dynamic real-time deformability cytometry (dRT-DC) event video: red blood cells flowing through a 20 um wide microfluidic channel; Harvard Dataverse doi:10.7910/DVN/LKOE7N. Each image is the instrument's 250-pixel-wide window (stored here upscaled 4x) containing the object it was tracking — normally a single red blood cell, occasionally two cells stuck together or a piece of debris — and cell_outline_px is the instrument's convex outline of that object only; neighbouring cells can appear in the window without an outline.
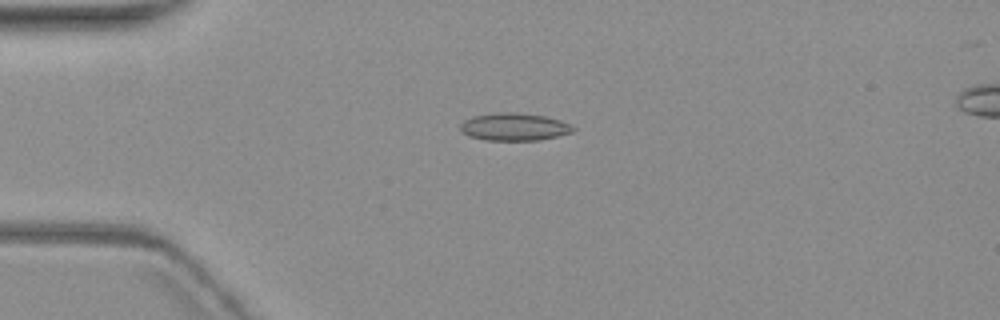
{"species": "common noctule bat (a hibernating species)", "species_latin": "Nyctalus noctula", "temperature_condition": "warm", "stored_images_in_passage": 6, "camera_frame_rate_fps": 3000, "um_per_image_px": 0.085, "animal": {"sex": "female", "body_mass_g": 19.3, "forearm_length_mm": 54.1}, "frame": {"image": 1, "passage_image": 4, "time_ms": 4.333, "image_size_px": [1000, 320], "cell_outline_px": [[576, 128], [572, 132], [556, 136], [536, 140], [484, 140], [468, 136], [460, 132], [460, 124], [464, 120], [472, 116], [496, 112], [516, 112], [544, 116], [560, 120]], "centroid_in_image_um": [43.64, 10.77], "position_along_channel_um": 41.4, "area_um2": 18.15}}
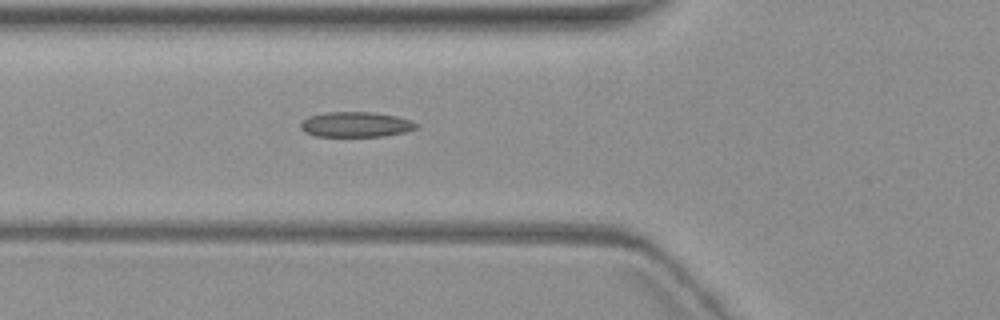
{"frame": {"image": 2, "passage_image": 6, "time_ms": 6.667, "image_size_px": [1000, 320], "cell_outline_px": [[420, 124], [416, 128], [404, 132], [384, 136], [316, 136], [304, 132], [300, 128], [300, 124], [308, 116], [328, 112], [372, 112], [396, 116]], "centroid_in_image_um": [30.22, 10.58], "position_along_channel_um": 95.6, "area_um2": 16.88}}